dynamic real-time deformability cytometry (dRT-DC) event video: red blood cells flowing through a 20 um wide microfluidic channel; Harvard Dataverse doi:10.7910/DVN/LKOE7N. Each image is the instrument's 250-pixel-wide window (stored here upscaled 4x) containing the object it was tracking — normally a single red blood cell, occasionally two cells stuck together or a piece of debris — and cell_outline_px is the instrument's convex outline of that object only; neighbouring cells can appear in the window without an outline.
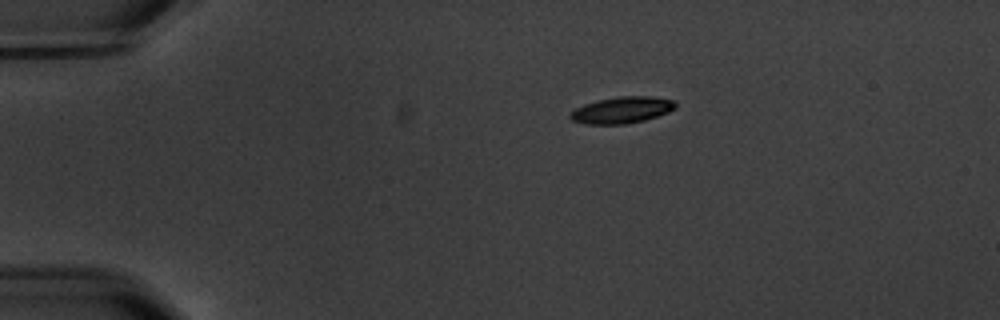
{"species": "common noctule bat (a hibernating species)", "species_latin": "Nyctalus noctula", "temperature_condition": "warm", "stored_images_in_passage": 3, "camera_frame_rate_fps": 3000, "um_per_image_px": 0.085, "animal": {"sex": "male", "body_mass_g": 20.1, "forearm_length_mm": 53.5}, "frame": {"image": 1, "passage_image": 1, "time_ms": 0.0, "image_size_px": [1000, 320], "cell_outline_px": [[676, 108], [668, 112], [644, 120], [624, 124], [584, 124], [572, 120], [568, 116], [576, 108], [584, 104], [596, 100], [620, 96], [652, 96], [672, 100], [676, 104]], "centroid_in_image_um": [52.84, 9.35], "position_along_channel_um": 32.2, "area_um2": 16.18}}